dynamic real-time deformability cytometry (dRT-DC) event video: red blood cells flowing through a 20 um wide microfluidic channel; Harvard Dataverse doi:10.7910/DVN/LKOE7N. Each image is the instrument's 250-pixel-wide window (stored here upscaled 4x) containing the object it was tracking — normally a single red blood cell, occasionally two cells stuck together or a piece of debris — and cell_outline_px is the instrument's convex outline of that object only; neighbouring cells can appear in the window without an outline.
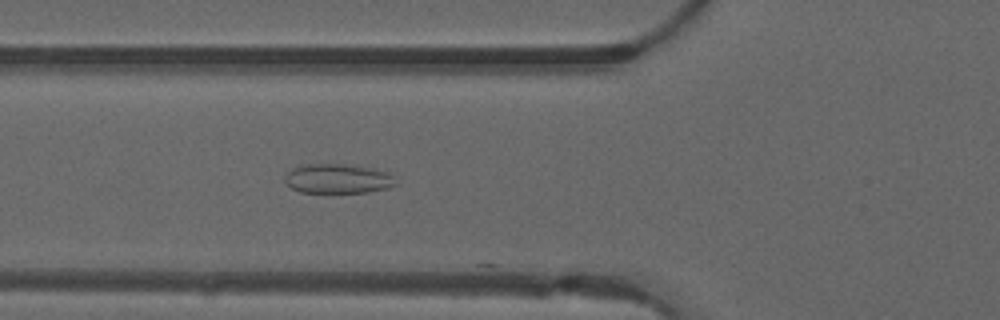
{"species": "common noctule bat (a hibernating species)", "species_latin": "Nyctalus noctula", "temperature_condition": "warm", "stored_images_in_passage": 49, "camera_frame_rate_fps": 3000, "um_per_image_px": 0.085, "animal": {"sex": "male", "forearm_length_mm": 52.5}, "frame": {"image": 1, "passage_image": 18, "time_ms": 5.667, "image_size_px": [1000, 320], "cell_outline_px": [[396, 184], [388, 188], [368, 192], [300, 192], [292, 188], [284, 180], [284, 176], [292, 168], [304, 164], [344, 164], [372, 168], [388, 172], [392, 176]], "centroid_in_image_um": [28.7, 15.18], "position_along_channel_um": 97.1, "area_um2": 18.96}}
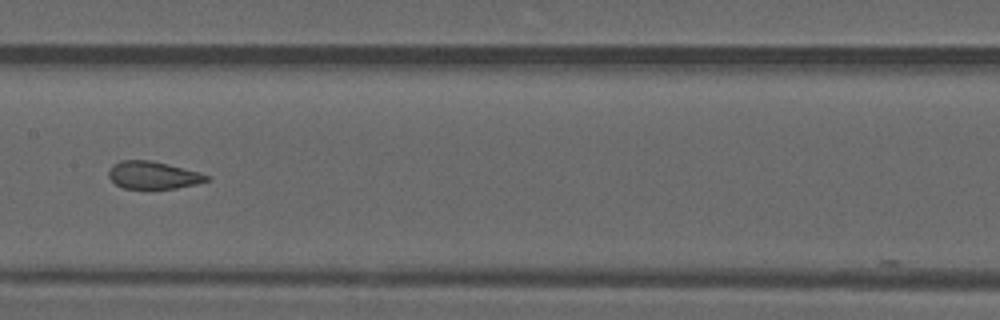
{"frame": {"image": 2, "passage_image": 25, "time_ms": 8.0, "image_size_px": [1000, 320], "cell_outline_px": [[212, 180], [196, 184], [176, 188], [124, 188], [116, 184], [108, 176], [108, 172], [112, 164], [120, 160], [152, 160], [200, 172], [212, 176]], "centroid_in_image_um": [13.05, 14.87], "position_along_channel_um": 194.3, "area_um2": 15.84}}
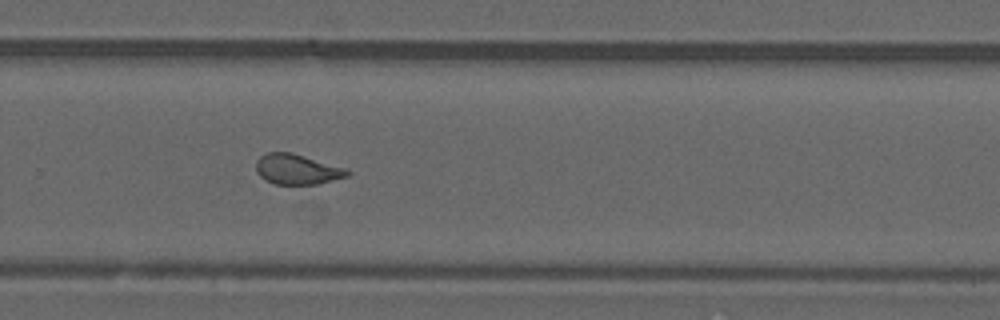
{"frame": {"image": 3, "passage_image": 33, "time_ms": 10.667, "image_size_px": [1000, 320], "cell_outline_px": [[352, 172], [348, 176], [316, 184], [276, 184], [260, 176], [256, 172], [256, 160], [260, 156], [268, 152], [292, 152], [344, 168]], "centroid_in_image_um": [25.23, 14.38], "position_along_channel_um": 304.6, "area_um2": 15.9}, "authors_computed_cell_mechanics": {"area_um2": 16.9932, "velocity_mm_per_s": 4.1463, "shape_relaxation_time_tau1_ms": null, "shape_relaxation_time_tau2_ms": 0.9254, "deformation_change_tau1": null, "deformation_change_tau2": 0.0658}}